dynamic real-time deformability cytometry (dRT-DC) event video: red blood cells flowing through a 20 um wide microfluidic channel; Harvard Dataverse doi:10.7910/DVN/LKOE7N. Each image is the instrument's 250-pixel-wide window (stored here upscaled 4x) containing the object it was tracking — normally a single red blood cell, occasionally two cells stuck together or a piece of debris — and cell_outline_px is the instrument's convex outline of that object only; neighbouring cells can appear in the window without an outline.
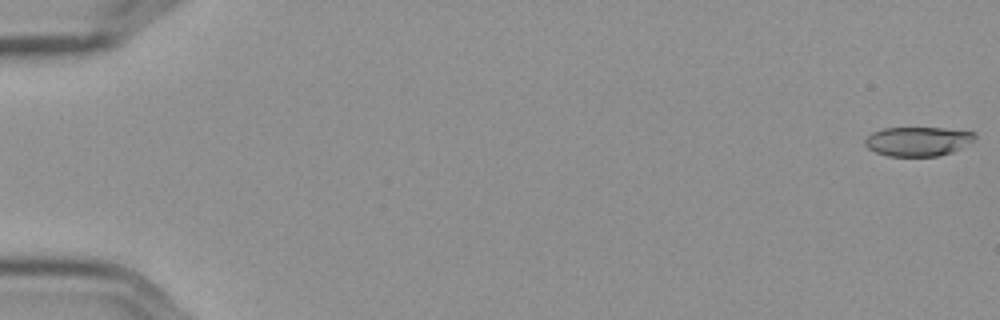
{"species": "Egyptian fruit bat (a non-hibernating species)", "species_latin": "Rousettus aegyptiacus", "temperature_condition": "cold", "stored_images_in_passage": 5, "camera_frame_rate_fps": 3000, "um_per_image_px": 0.085, "frame": {"image": 1, "passage_image": 1, "time_ms": 0.0, "image_size_px": [1000, 320], "cell_outline_px": [[976, 136], [972, 140], [960, 148], [952, 152], [936, 156], [888, 156], [876, 152], [868, 148], [864, 144], [864, 140], [872, 132], [884, 128], [944, 128], [976, 132]], "centroid_in_image_um": [77.99, 12.01], "position_along_channel_um": 7.0, "area_um2": 18.61}}